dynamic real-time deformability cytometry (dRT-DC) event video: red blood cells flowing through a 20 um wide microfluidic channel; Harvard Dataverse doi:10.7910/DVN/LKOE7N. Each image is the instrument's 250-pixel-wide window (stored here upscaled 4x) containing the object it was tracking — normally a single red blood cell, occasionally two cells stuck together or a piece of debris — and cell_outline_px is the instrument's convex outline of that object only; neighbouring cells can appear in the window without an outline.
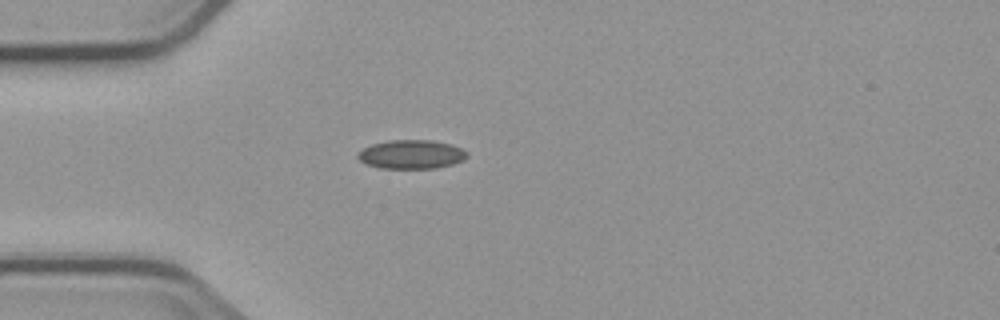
{"species": "common noctule bat (a hibernating species)", "species_latin": "Nyctalus noctula", "temperature_condition": "cold", "stored_images_in_passage": 4, "camera_frame_rate_fps": 3000, "um_per_image_px": 0.085, "animal": {"sex": "male", "body_mass_g": 23.1, "forearm_length_mm": 52.7}, "frame": {"image": 1, "passage_image": 4, "time_ms": 3.667, "image_size_px": [1000, 320], "cell_outline_px": [[468, 156], [452, 164], [436, 168], [380, 168], [368, 164], [360, 160], [356, 156], [364, 148], [372, 144], [388, 140], [432, 140], [452, 144], [468, 152]], "centroid_in_image_um": [34.97, 13.11], "position_along_channel_um": 50.0, "area_um2": 18.21}}